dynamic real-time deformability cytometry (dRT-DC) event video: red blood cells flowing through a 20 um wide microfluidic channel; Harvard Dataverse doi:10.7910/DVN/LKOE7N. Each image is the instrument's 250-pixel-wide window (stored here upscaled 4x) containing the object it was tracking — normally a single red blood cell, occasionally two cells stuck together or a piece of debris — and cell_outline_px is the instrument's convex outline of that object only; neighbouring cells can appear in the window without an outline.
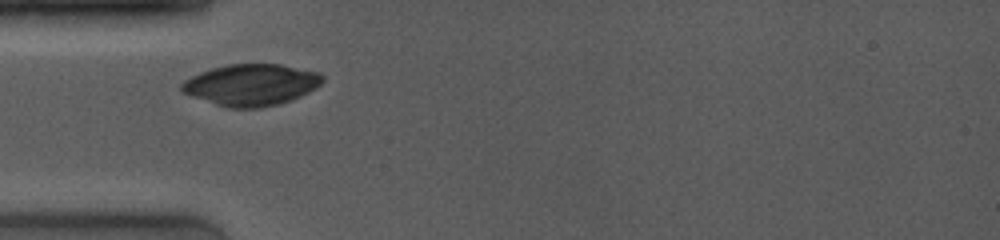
{"species": "common noctule bat (a hibernating species)", "species_latin": "Nyctalus noctula", "temperature_condition": "room temperature", "stored_images_in_passage": 2, "camera_frame_rate_fps": 4000, "um_per_image_px": 0.085, "animal": {"sex": "female", "body_mass_g": 19.0, "forearm_length_mm": 53.3}, "frame": {"image": 1, "passage_image": 1, "time_ms": 0.0, "image_size_px": [1000, 240], "cell_outline_px": [[324, 80], [316, 88], [292, 100], [280, 104], [260, 108], [228, 108], [180, 92], [180, 84], [184, 80], [200, 72], [212, 68], [228, 64], [280, 64], [320, 72], [324, 76]], "centroid_in_image_um": [21.36, 7.21], "position_along_channel_um": 63.6, "area_um2": 34.28}}